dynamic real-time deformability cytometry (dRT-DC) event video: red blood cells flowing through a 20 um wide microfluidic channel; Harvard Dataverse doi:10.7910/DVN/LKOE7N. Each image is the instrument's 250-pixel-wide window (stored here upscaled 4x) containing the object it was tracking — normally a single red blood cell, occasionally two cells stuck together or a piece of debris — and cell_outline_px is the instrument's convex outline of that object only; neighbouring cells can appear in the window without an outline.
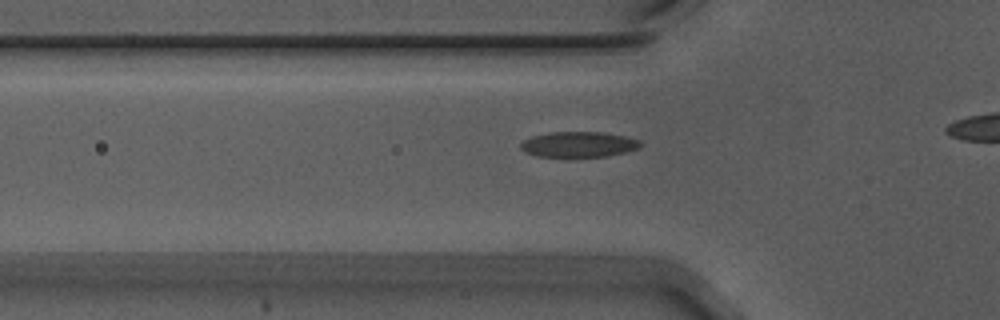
{"species": "Egyptian fruit bat (a non-hibernating species)", "species_latin": "Rousettus aegyptiacus", "temperature_condition": "warm", "stored_images_in_passage": 23, "camera_frame_rate_fps": 3000, "um_per_image_px": 0.085, "animal": {"sex": "male"}, "frame": {"image": 1, "passage_image": 7, "time_ms": 2.0, "image_size_px": [1000, 320], "cell_outline_px": [[640, 148], [608, 156], [536, 156], [524, 152], [520, 148], [520, 144], [524, 140], [532, 136], [548, 132], [600, 132], [624, 136], [640, 140]], "centroid_in_image_um": [49.15, 12.27], "position_along_channel_um": 76.6, "area_um2": 17.63}}
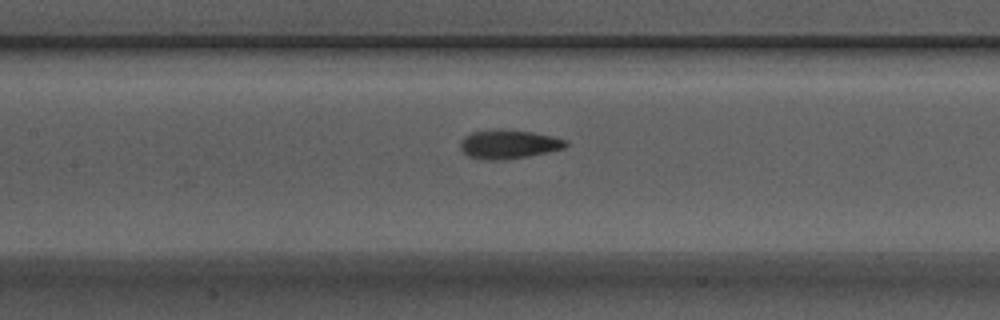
{"frame": {"image": 2, "passage_image": 14, "time_ms": 4.333, "image_size_px": [1000, 320], "cell_outline_px": [[568, 144], [564, 148], [528, 156], [504, 160], [480, 160], [468, 156], [460, 148], [460, 140], [464, 136], [472, 132], [496, 128], [500, 128], [532, 132], [552, 136], [564, 140]], "centroid_in_image_um": [43.17, 12.25], "position_along_channel_um": 164.2, "area_um2": 17.92}}
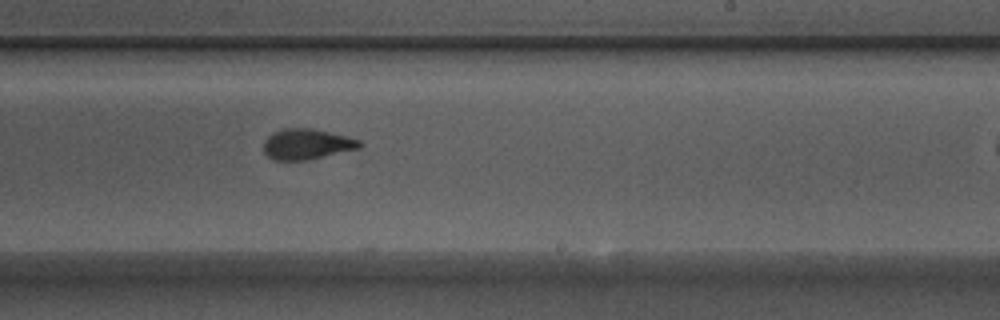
{"frame": {"image": 3, "passage_image": 22, "time_ms": 7.0, "image_size_px": [1000, 320], "cell_outline_px": [[364, 144], [360, 148], [308, 160], [272, 160], [264, 152], [264, 140], [272, 132], [284, 128], [312, 128], [360, 140]], "centroid_in_image_um": [26.06, 12.25], "position_along_channel_um": 262.9, "area_um2": 17.11}}